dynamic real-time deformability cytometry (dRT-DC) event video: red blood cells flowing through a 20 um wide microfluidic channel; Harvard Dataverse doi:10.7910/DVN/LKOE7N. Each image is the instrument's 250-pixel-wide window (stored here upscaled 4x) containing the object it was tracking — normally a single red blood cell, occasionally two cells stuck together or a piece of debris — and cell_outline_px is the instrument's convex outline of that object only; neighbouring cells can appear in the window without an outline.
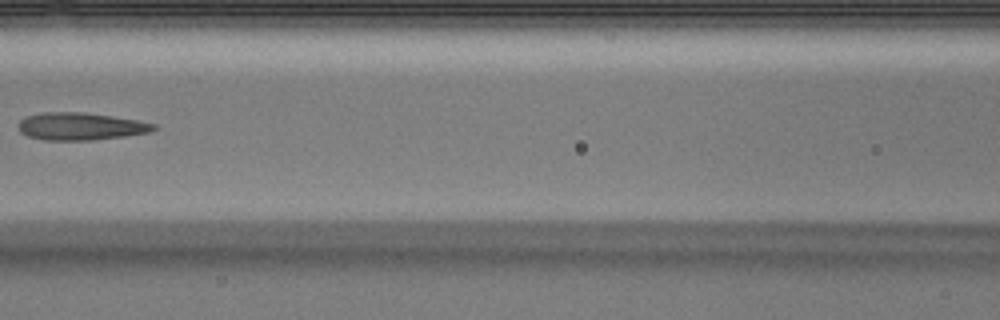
{"species": "Egyptian fruit bat (a non-hibernating species)", "species_latin": "Rousettus aegyptiacus", "temperature_condition": "warm", "stored_images_in_passage": 7, "camera_frame_rate_fps": 3000, "um_per_image_px": 0.085, "animal": {"sex": "male"}, "frame": {"image": 1, "passage_image": 7, "time_ms": 2.0, "image_size_px": [1000, 320], "cell_outline_px": [[156, 128], [148, 132], [124, 136], [92, 140], [44, 140], [28, 136], [20, 132], [20, 120], [28, 116], [40, 112], [84, 112], [112, 116], [136, 120], [156, 124]], "centroid_in_image_um": [6.84, 10.73], "position_along_channel_um": 159.8, "area_um2": 21.44}}